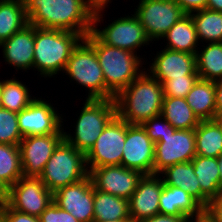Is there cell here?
<instances>
[{
    "label": "cell",
    "mask_w": 222,
    "mask_h": 222,
    "mask_svg": "<svg viewBox=\"0 0 222 222\" xmlns=\"http://www.w3.org/2000/svg\"><path fill=\"white\" fill-rule=\"evenodd\" d=\"M29 25L76 32H92L94 9L86 0H24Z\"/></svg>",
    "instance_id": "1"
},
{
    "label": "cell",
    "mask_w": 222,
    "mask_h": 222,
    "mask_svg": "<svg viewBox=\"0 0 222 222\" xmlns=\"http://www.w3.org/2000/svg\"><path fill=\"white\" fill-rule=\"evenodd\" d=\"M163 86L144 70L114 97L116 115L128 124L142 125L161 115Z\"/></svg>",
    "instance_id": "2"
},
{
    "label": "cell",
    "mask_w": 222,
    "mask_h": 222,
    "mask_svg": "<svg viewBox=\"0 0 222 222\" xmlns=\"http://www.w3.org/2000/svg\"><path fill=\"white\" fill-rule=\"evenodd\" d=\"M84 39L95 49L105 79V99L114 97L132 83L144 70L139 55L102 43L92 32Z\"/></svg>",
    "instance_id": "3"
},
{
    "label": "cell",
    "mask_w": 222,
    "mask_h": 222,
    "mask_svg": "<svg viewBox=\"0 0 222 222\" xmlns=\"http://www.w3.org/2000/svg\"><path fill=\"white\" fill-rule=\"evenodd\" d=\"M82 39L76 32L34 26L33 70L38 71L40 80H56L57 75L63 74L73 49Z\"/></svg>",
    "instance_id": "4"
},
{
    "label": "cell",
    "mask_w": 222,
    "mask_h": 222,
    "mask_svg": "<svg viewBox=\"0 0 222 222\" xmlns=\"http://www.w3.org/2000/svg\"><path fill=\"white\" fill-rule=\"evenodd\" d=\"M80 105L83 106L79 107L81 110H77L79 113L75 112L76 122H71L70 128L73 126V130L68 126L66 128L69 131H67L64 127L66 125L64 122L68 120L62 113L63 139L86 154L93 147L105 126L116 115V105L114 99H85Z\"/></svg>",
    "instance_id": "5"
},
{
    "label": "cell",
    "mask_w": 222,
    "mask_h": 222,
    "mask_svg": "<svg viewBox=\"0 0 222 222\" xmlns=\"http://www.w3.org/2000/svg\"><path fill=\"white\" fill-rule=\"evenodd\" d=\"M106 8L94 10L93 22H92V33L104 44L125 49L139 55L145 61L147 58L140 55V50L143 47H152L153 43L148 38L145 29L141 25L138 17L130 11V15L127 13L122 14L123 16L108 20L109 23L104 19ZM105 13V14H104ZM105 23L108 25H104ZM103 23V26H101ZM100 26V28H98ZM105 26V27H104ZM102 27V28H101ZM152 45V46H151ZM142 48V49H141ZM138 51V52H137Z\"/></svg>",
    "instance_id": "6"
},
{
    "label": "cell",
    "mask_w": 222,
    "mask_h": 222,
    "mask_svg": "<svg viewBox=\"0 0 222 222\" xmlns=\"http://www.w3.org/2000/svg\"><path fill=\"white\" fill-rule=\"evenodd\" d=\"M73 87L85 89L84 99H105V79L95 49L83 38L73 49L63 75ZM78 85V86H77ZM88 93V94H87Z\"/></svg>",
    "instance_id": "7"
},
{
    "label": "cell",
    "mask_w": 222,
    "mask_h": 222,
    "mask_svg": "<svg viewBox=\"0 0 222 222\" xmlns=\"http://www.w3.org/2000/svg\"><path fill=\"white\" fill-rule=\"evenodd\" d=\"M88 175L85 154L63 139L54 149L39 177L54 193L62 187L83 180Z\"/></svg>",
    "instance_id": "8"
},
{
    "label": "cell",
    "mask_w": 222,
    "mask_h": 222,
    "mask_svg": "<svg viewBox=\"0 0 222 222\" xmlns=\"http://www.w3.org/2000/svg\"><path fill=\"white\" fill-rule=\"evenodd\" d=\"M126 134L127 122L115 115L85 154L88 172L94 168L122 165Z\"/></svg>",
    "instance_id": "9"
},
{
    "label": "cell",
    "mask_w": 222,
    "mask_h": 222,
    "mask_svg": "<svg viewBox=\"0 0 222 222\" xmlns=\"http://www.w3.org/2000/svg\"><path fill=\"white\" fill-rule=\"evenodd\" d=\"M132 11L153 44L161 41L167 31L185 15L175 0H139Z\"/></svg>",
    "instance_id": "10"
},
{
    "label": "cell",
    "mask_w": 222,
    "mask_h": 222,
    "mask_svg": "<svg viewBox=\"0 0 222 222\" xmlns=\"http://www.w3.org/2000/svg\"><path fill=\"white\" fill-rule=\"evenodd\" d=\"M51 99L37 97L17 113L19 131L23 137L63 133L62 112ZM61 112V114H60Z\"/></svg>",
    "instance_id": "11"
},
{
    "label": "cell",
    "mask_w": 222,
    "mask_h": 222,
    "mask_svg": "<svg viewBox=\"0 0 222 222\" xmlns=\"http://www.w3.org/2000/svg\"><path fill=\"white\" fill-rule=\"evenodd\" d=\"M196 156L194 129H177L155 143L154 174L169 166L190 162Z\"/></svg>",
    "instance_id": "12"
},
{
    "label": "cell",
    "mask_w": 222,
    "mask_h": 222,
    "mask_svg": "<svg viewBox=\"0 0 222 222\" xmlns=\"http://www.w3.org/2000/svg\"><path fill=\"white\" fill-rule=\"evenodd\" d=\"M53 202V193L40 177L22 176L9 188L8 204L18 211L39 217Z\"/></svg>",
    "instance_id": "13"
},
{
    "label": "cell",
    "mask_w": 222,
    "mask_h": 222,
    "mask_svg": "<svg viewBox=\"0 0 222 222\" xmlns=\"http://www.w3.org/2000/svg\"><path fill=\"white\" fill-rule=\"evenodd\" d=\"M162 49V50H161ZM155 53L149 54L152 59L145 61V70L161 84L174 78L198 76L196 71V55L173 51L162 47ZM147 67V68H146Z\"/></svg>",
    "instance_id": "14"
},
{
    "label": "cell",
    "mask_w": 222,
    "mask_h": 222,
    "mask_svg": "<svg viewBox=\"0 0 222 222\" xmlns=\"http://www.w3.org/2000/svg\"><path fill=\"white\" fill-rule=\"evenodd\" d=\"M53 202L79 222L94 221V186L90 176L53 193Z\"/></svg>",
    "instance_id": "15"
},
{
    "label": "cell",
    "mask_w": 222,
    "mask_h": 222,
    "mask_svg": "<svg viewBox=\"0 0 222 222\" xmlns=\"http://www.w3.org/2000/svg\"><path fill=\"white\" fill-rule=\"evenodd\" d=\"M62 140L63 133L23 137L18 145L23 176L39 177Z\"/></svg>",
    "instance_id": "16"
},
{
    "label": "cell",
    "mask_w": 222,
    "mask_h": 222,
    "mask_svg": "<svg viewBox=\"0 0 222 222\" xmlns=\"http://www.w3.org/2000/svg\"><path fill=\"white\" fill-rule=\"evenodd\" d=\"M155 144L147 136L142 125L127 123V134L122 154V166L140 171L143 175L154 174Z\"/></svg>",
    "instance_id": "17"
},
{
    "label": "cell",
    "mask_w": 222,
    "mask_h": 222,
    "mask_svg": "<svg viewBox=\"0 0 222 222\" xmlns=\"http://www.w3.org/2000/svg\"><path fill=\"white\" fill-rule=\"evenodd\" d=\"M95 189L129 199L143 174L122 165L94 168L89 171Z\"/></svg>",
    "instance_id": "18"
},
{
    "label": "cell",
    "mask_w": 222,
    "mask_h": 222,
    "mask_svg": "<svg viewBox=\"0 0 222 222\" xmlns=\"http://www.w3.org/2000/svg\"><path fill=\"white\" fill-rule=\"evenodd\" d=\"M163 180L158 174L143 175L129 200L130 219L138 222L159 213Z\"/></svg>",
    "instance_id": "19"
},
{
    "label": "cell",
    "mask_w": 222,
    "mask_h": 222,
    "mask_svg": "<svg viewBox=\"0 0 222 222\" xmlns=\"http://www.w3.org/2000/svg\"><path fill=\"white\" fill-rule=\"evenodd\" d=\"M3 61L12 66L17 73L29 72L33 69L34 61V26L27 25L21 31L14 33L9 39L0 44Z\"/></svg>",
    "instance_id": "20"
},
{
    "label": "cell",
    "mask_w": 222,
    "mask_h": 222,
    "mask_svg": "<svg viewBox=\"0 0 222 222\" xmlns=\"http://www.w3.org/2000/svg\"><path fill=\"white\" fill-rule=\"evenodd\" d=\"M159 213L192 219L201 216L204 208L182 188L163 184L159 198Z\"/></svg>",
    "instance_id": "21"
},
{
    "label": "cell",
    "mask_w": 222,
    "mask_h": 222,
    "mask_svg": "<svg viewBox=\"0 0 222 222\" xmlns=\"http://www.w3.org/2000/svg\"><path fill=\"white\" fill-rule=\"evenodd\" d=\"M191 162L201 188V206L205 209L210 200L222 195L218 158L196 155Z\"/></svg>",
    "instance_id": "22"
},
{
    "label": "cell",
    "mask_w": 222,
    "mask_h": 222,
    "mask_svg": "<svg viewBox=\"0 0 222 222\" xmlns=\"http://www.w3.org/2000/svg\"><path fill=\"white\" fill-rule=\"evenodd\" d=\"M165 45L161 46L169 50L180 51L190 54H195L200 46L197 37L195 25L190 14H185L180 18L162 37Z\"/></svg>",
    "instance_id": "23"
},
{
    "label": "cell",
    "mask_w": 222,
    "mask_h": 222,
    "mask_svg": "<svg viewBox=\"0 0 222 222\" xmlns=\"http://www.w3.org/2000/svg\"><path fill=\"white\" fill-rule=\"evenodd\" d=\"M185 99L200 121L216 119L214 81L198 79Z\"/></svg>",
    "instance_id": "24"
},
{
    "label": "cell",
    "mask_w": 222,
    "mask_h": 222,
    "mask_svg": "<svg viewBox=\"0 0 222 222\" xmlns=\"http://www.w3.org/2000/svg\"><path fill=\"white\" fill-rule=\"evenodd\" d=\"M158 175L163 184L182 188L201 205V188L191 161L169 166Z\"/></svg>",
    "instance_id": "25"
},
{
    "label": "cell",
    "mask_w": 222,
    "mask_h": 222,
    "mask_svg": "<svg viewBox=\"0 0 222 222\" xmlns=\"http://www.w3.org/2000/svg\"><path fill=\"white\" fill-rule=\"evenodd\" d=\"M194 131L196 155L218 158L222 153V124L217 119L200 121Z\"/></svg>",
    "instance_id": "26"
},
{
    "label": "cell",
    "mask_w": 222,
    "mask_h": 222,
    "mask_svg": "<svg viewBox=\"0 0 222 222\" xmlns=\"http://www.w3.org/2000/svg\"><path fill=\"white\" fill-rule=\"evenodd\" d=\"M28 24L24 0H0V44Z\"/></svg>",
    "instance_id": "27"
},
{
    "label": "cell",
    "mask_w": 222,
    "mask_h": 222,
    "mask_svg": "<svg viewBox=\"0 0 222 222\" xmlns=\"http://www.w3.org/2000/svg\"><path fill=\"white\" fill-rule=\"evenodd\" d=\"M196 71L199 79H222V42L200 44L196 52Z\"/></svg>",
    "instance_id": "28"
},
{
    "label": "cell",
    "mask_w": 222,
    "mask_h": 222,
    "mask_svg": "<svg viewBox=\"0 0 222 222\" xmlns=\"http://www.w3.org/2000/svg\"><path fill=\"white\" fill-rule=\"evenodd\" d=\"M161 115L175 129H195L200 123L185 98L164 96Z\"/></svg>",
    "instance_id": "29"
},
{
    "label": "cell",
    "mask_w": 222,
    "mask_h": 222,
    "mask_svg": "<svg viewBox=\"0 0 222 222\" xmlns=\"http://www.w3.org/2000/svg\"><path fill=\"white\" fill-rule=\"evenodd\" d=\"M94 220H131L129 200L94 188Z\"/></svg>",
    "instance_id": "30"
},
{
    "label": "cell",
    "mask_w": 222,
    "mask_h": 222,
    "mask_svg": "<svg viewBox=\"0 0 222 222\" xmlns=\"http://www.w3.org/2000/svg\"><path fill=\"white\" fill-rule=\"evenodd\" d=\"M24 82L18 80L13 75V78L2 80L1 89V104L0 108L19 113L24 110L37 96H32L30 87H27Z\"/></svg>",
    "instance_id": "31"
},
{
    "label": "cell",
    "mask_w": 222,
    "mask_h": 222,
    "mask_svg": "<svg viewBox=\"0 0 222 222\" xmlns=\"http://www.w3.org/2000/svg\"><path fill=\"white\" fill-rule=\"evenodd\" d=\"M190 15L200 44L222 42V12L202 9Z\"/></svg>",
    "instance_id": "32"
},
{
    "label": "cell",
    "mask_w": 222,
    "mask_h": 222,
    "mask_svg": "<svg viewBox=\"0 0 222 222\" xmlns=\"http://www.w3.org/2000/svg\"><path fill=\"white\" fill-rule=\"evenodd\" d=\"M22 176L19 146L0 143V180L10 188Z\"/></svg>",
    "instance_id": "33"
},
{
    "label": "cell",
    "mask_w": 222,
    "mask_h": 222,
    "mask_svg": "<svg viewBox=\"0 0 222 222\" xmlns=\"http://www.w3.org/2000/svg\"><path fill=\"white\" fill-rule=\"evenodd\" d=\"M23 139L19 131L17 113L0 108V143L19 145Z\"/></svg>",
    "instance_id": "34"
},
{
    "label": "cell",
    "mask_w": 222,
    "mask_h": 222,
    "mask_svg": "<svg viewBox=\"0 0 222 222\" xmlns=\"http://www.w3.org/2000/svg\"><path fill=\"white\" fill-rule=\"evenodd\" d=\"M199 76H184V78H174L162 84L163 94L168 97L185 98Z\"/></svg>",
    "instance_id": "35"
},
{
    "label": "cell",
    "mask_w": 222,
    "mask_h": 222,
    "mask_svg": "<svg viewBox=\"0 0 222 222\" xmlns=\"http://www.w3.org/2000/svg\"><path fill=\"white\" fill-rule=\"evenodd\" d=\"M142 126L154 144L177 130L162 115L149 119Z\"/></svg>",
    "instance_id": "36"
},
{
    "label": "cell",
    "mask_w": 222,
    "mask_h": 222,
    "mask_svg": "<svg viewBox=\"0 0 222 222\" xmlns=\"http://www.w3.org/2000/svg\"><path fill=\"white\" fill-rule=\"evenodd\" d=\"M40 222H79L69 212L59 208L54 202L41 213Z\"/></svg>",
    "instance_id": "37"
},
{
    "label": "cell",
    "mask_w": 222,
    "mask_h": 222,
    "mask_svg": "<svg viewBox=\"0 0 222 222\" xmlns=\"http://www.w3.org/2000/svg\"><path fill=\"white\" fill-rule=\"evenodd\" d=\"M0 222H40L39 217L13 209L8 203L0 207Z\"/></svg>",
    "instance_id": "38"
},
{
    "label": "cell",
    "mask_w": 222,
    "mask_h": 222,
    "mask_svg": "<svg viewBox=\"0 0 222 222\" xmlns=\"http://www.w3.org/2000/svg\"><path fill=\"white\" fill-rule=\"evenodd\" d=\"M204 212L213 222H222V195L216 199L210 200Z\"/></svg>",
    "instance_id": "39"
},
{
    "label": "cell",
    "mask_w": 222,
    "mask_h": 222,
    "mask_svg": "<svg viewBox=\"0 0 222 222\" xmlns=\"http://www.w3.org/2000/svg\"><path fill=\"white\" fill-rule=\"evenodd\" d=\"M182 8L185 14H191L193 12L206 9L208 0H175Z\"/></svg>",
    "instance_id": "40"
},
{
    "label": "cell",
    "mask_w": 222,
    "mask_h": 222,
    "mask_svg": "<svg viewBox=\"0 0 222 222\" xmlns=\"http://www.w3.org/2000/svg\"><path fill=\"white\" fill-rule=\"evenodd\" d=\"M186 220L187 219L184 216H175L158 213L152 217L140 220L138 222H185Z\"/></svg>",
    "instance_id": "41"
},
{
    "label": "cell",
    "mask_w": 222,
    "mask_h": 222,
    "mask_svg": "<svg viewBox=\"0 0 222 222\" xmlns=\"http://www.w3.org/2000/svg\"><path fill=\"white\" fill-rule=\"evenodd\" d=\"M216 100V119L222 115V79L214 81Z\"/></svg>",
    "instance_id": "42"
},
{
    "label": "cell",
    "mask_w": 222,
    "mask_h": 222,
    "mask_svg": "<svg viewBox=\"0 0 222 222\" xmlns=\"http://www.w3.org/2000/svg\"><path fill=\"white\" fill-rule=\"evenodd\" d=\"M113 0H86V2L94 9H101V8H110L109 5H112Z\"/></svg>",
    "instance_id": "43"
},
{
    "label": "cell",
    "mask_w": 222,
    "mask_h": 222,
    "mask_svg": "<svg viewBox=\"0 0 222 222\" xmlns=\"http://www.w3.org/2000/svg\"><path fill=\"white\" fill-rule=\"evenodd\" d=\"M9 187L0 180V207L4 206L8 202Z\"/></svg>",
    "instance_id": "44"
},
{
    "label": "cell",
    "mask_w": 222,
    "mask_h": 222,
    "mask_svg": "<svg viewBox=\"0 0 222 222\" xmlns=\"http://www.w3.org/2000/svg\"><path fill=\"white\" fill-rule=\"evenodd\" d=\"M206 9L222 12V0H208Z\"/></svg>",
    "instance_id": "45"
},
{
    "label": "cell",
    "mask_w": 222,
    "mask_h": 222,
    "mask_svg": "<svg viewBox=\"0 0 222 222\" xmlns=\"http://www.w3.org/2000/svg\"><path fill=\"white\" fill-rule=\"evenodd\" d=\"M195 222H213L210 217L204 212L201 216L195 217Z\"/></svg>",
    "instance_id": "46"
},
{
    "label": "cell",
    "mask_w": 222,
    "mask_h": 222,
    "mask_svg": "<svg viewBox=\"0 0 222 222\" xmlns=\"http://www.w3.org/2000/svg\"><path fill=\"white\" fill-rule=\"evenodd\" d=\"M218 164H219V170H220V178H221V187H222V153L218 157Z\"/></svg>",
    "instance_id": "47"
},
{
    "label": "cell",
    "mask_w": 222,
    "mask_h": 222,
    "mask_svg": "<svg viewBox=\"0 0 222 222\" xmlns=\"http://www.w3.org/2000/svg\"><path fill=\"white\" fill-rule=\"evenodd\" d=\"M93 222H132V220H105V221L94 220Z\"/></svg>",
    "instance_id": "48"
},
{
    "label": "cell",
    "mask_w": 222,
    "mask_h": 222,
    "mask_svg": "<svg viewBox=\"0 0 222 222\" xmlns=\"http://www.w3.org/2000/svg\"><path fill=\"white\" fill-rule=\"evenodd\" d=\"M1 89H2V79L0 80V96H1ZM0 104H1V99H0Z\"/></svg>",
    "instance_id": "49"
},
{
    "label": "cell",
    "mask_w": 222,
    "mask_h": 222,
    "mask_svg": "<svg viewBox=\"0 0 222 222\" xmlns=\"http://www.w3.org/2000/svg\"><path fill=\"white\" fill-rule=\"evenodd\" d=\"M185 222H195V217L192 219H187Z\"/></svg>",
    "instance_id": "50"
},
{
    "label": "cell",
    "mask_w": 222,
    "mask_h": 222,
    "mask_svg": "<svg viewBox=\"0 0 222 222\" xmlns=\"http://www.w3.org/2000/svg\"><path fill=\"white\" fill-rule=\"evenodd\" d=\"M217 120L222 124V115Z\"/></svg>",
    "instance_id": "51"
}]
</instances>
